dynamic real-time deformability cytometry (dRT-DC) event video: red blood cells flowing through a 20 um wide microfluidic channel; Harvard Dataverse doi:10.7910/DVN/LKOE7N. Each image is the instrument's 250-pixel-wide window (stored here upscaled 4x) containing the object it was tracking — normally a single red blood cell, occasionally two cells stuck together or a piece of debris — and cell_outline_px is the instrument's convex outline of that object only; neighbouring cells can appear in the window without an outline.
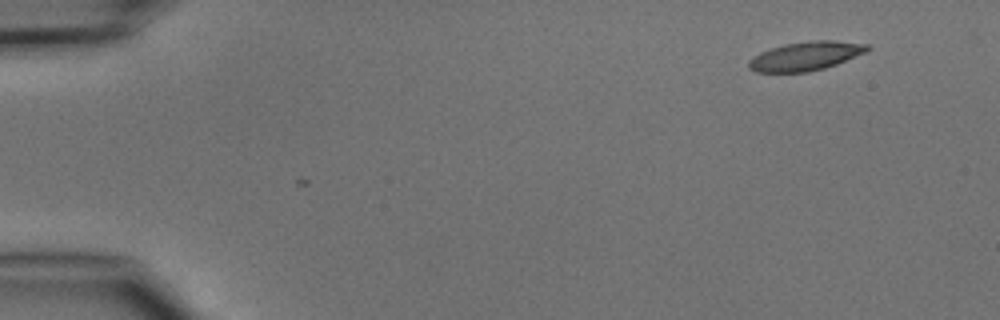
{"species": "common noctule bat (a hibernating species)", "species_latin": "Nyctalus noctula", "temperature_condition": "cold", "stored_images_in_passage": 2, "camera_frame_rate_fps": 3000, "um_per_image_px": 0.085, "animal": {"sex": "male", "body_mass_g": 15.6}, "frame": {"image": 1, "passage_image": 2, "time_ms": 1.333, "image_size_px": [1000, 320], "cell_outline_px": [[872, 48], [864, 52], [836, 64], [824, 68], [808, 72], [756, 72], [748, 68], [748, 60], [752, 56], [760, 52], [784, 44], [816, 40], [836, 40], [868, 44]], "centroid_in_image_um": [68.45, 4.76], "position_along_channel_um": 16.5, "area_um2": 19.88}}